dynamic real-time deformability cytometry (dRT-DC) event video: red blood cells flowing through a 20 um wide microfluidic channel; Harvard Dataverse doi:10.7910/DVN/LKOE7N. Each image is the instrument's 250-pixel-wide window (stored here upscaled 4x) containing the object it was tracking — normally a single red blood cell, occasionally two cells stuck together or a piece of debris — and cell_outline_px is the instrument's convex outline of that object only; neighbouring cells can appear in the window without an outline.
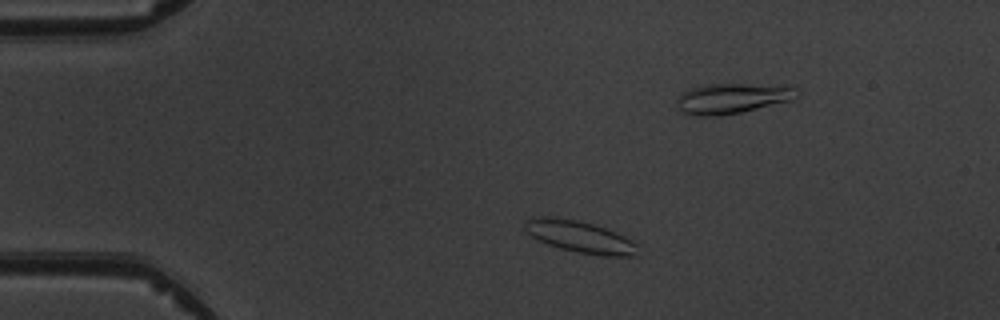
{"species": "common noctule bat (a hibernating species)", "species_latin": "Nyctalus noctula", "temperature_condition": "warm", "stored_images_in_passage": 4, "camera_frame_rate_fps": 3000, "um_per_image_px": 0.085, "animal": {"sex": "male", "body_mass_g": 19.5, "forearm_length_mm": 54.6}, "frame": {"image": 1, "passage_image": 2, "time_ms": 2.0, "image_size_px": [1000, 320], "cell_outline_px": [[636, 256], [600, 256], [576, 252], [560, 248], [548, 244], [524, 232], [524, 220], [532, 216], [552, 216], [580, 220], [616, 232], [632, 240], [636, 244]], "centroid_in_image_um": [49.23, 20.1], "position_along_channel_um": 35.8, "area_um2": 21.15}}